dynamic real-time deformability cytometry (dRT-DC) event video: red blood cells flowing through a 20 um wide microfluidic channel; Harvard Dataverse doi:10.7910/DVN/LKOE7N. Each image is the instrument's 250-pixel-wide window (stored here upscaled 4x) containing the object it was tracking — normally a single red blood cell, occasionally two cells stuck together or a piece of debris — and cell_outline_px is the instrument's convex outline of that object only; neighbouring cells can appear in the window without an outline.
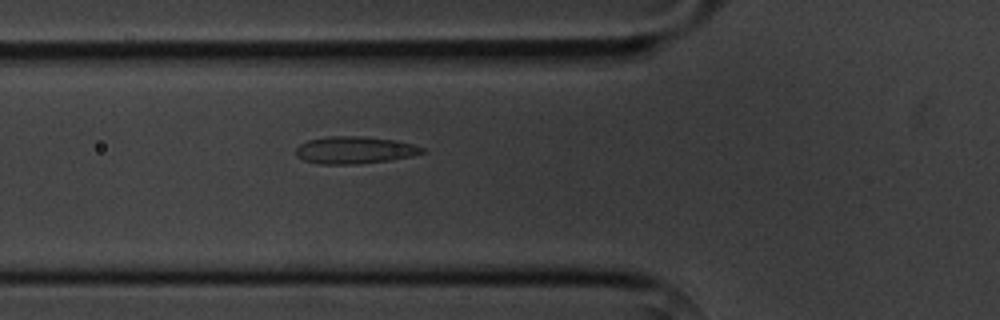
{"species": "common noctule bat (a hibernating species)", "species_latin": "Nyctalus noctula", "temperature_condition": "cold", "stored_images_in_passage": 6, "camera_frame_rate_fps": 3000, "um_per_image_px": 0.085, "animal": {"sex": "male", "body_mass_g": 20.1, "forearm_length_mm": 53.5}, "frame": {"image": 1, "passage_image": 6, "time_ms": 5.667, "image_size_px": [1000, 320], "cell_outline_px": [[424, 152], [412, 156], [388, 160], [356, 164], [320, 164], [304, 160], [296, 156], [296, 148], [300, 144], [308, 140], [328, 136], [360, 136], [396, 140], [412, 144], [424, 148]], "centroid_in_image_um": [30.12, 12.75], "position_along_channel_um": 95.7, "area_um2": 19.94}}